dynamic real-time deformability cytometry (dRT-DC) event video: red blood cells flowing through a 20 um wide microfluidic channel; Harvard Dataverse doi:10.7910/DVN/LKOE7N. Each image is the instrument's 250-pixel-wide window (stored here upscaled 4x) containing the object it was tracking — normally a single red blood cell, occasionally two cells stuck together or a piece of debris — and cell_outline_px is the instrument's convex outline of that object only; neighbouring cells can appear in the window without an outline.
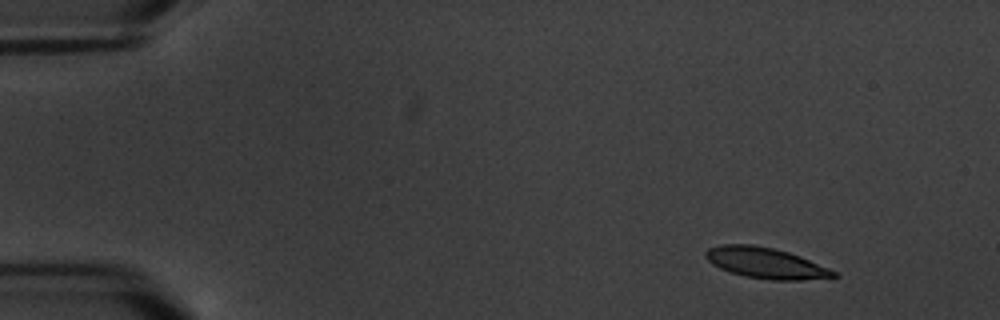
{"species": "common noctule bat (a hibernating species)", "species_latin": "Nyctalus noctula", "temperature_condition": "warm", "stored_images_in_passage": 5, "camera_frame_rate_fps": 3000, "um_per_image_px": 0.085, "animal": {"sex": "male", "body_mass_g": 20.1, "forearm_length_mm": 53.5}, "frame": {"image": 1, "passage_image": 1, "time_ms": 0.0, "image_size_px": [1000, 320], "cell_outline_px": [[840, 276], [800, 280], [772, 280], [744, 276], [720, 268], [712, 264], [704, 256], [704, 252], [708, 248], [724, 244], [752, 244], [772, 248], [788, 252], [800, 256], [828, 268], [836, 272]], "centroid_in_image_um": [65.06, 22.35], "position_along_channel_um": 19.9, "area_um2": 22.77}}
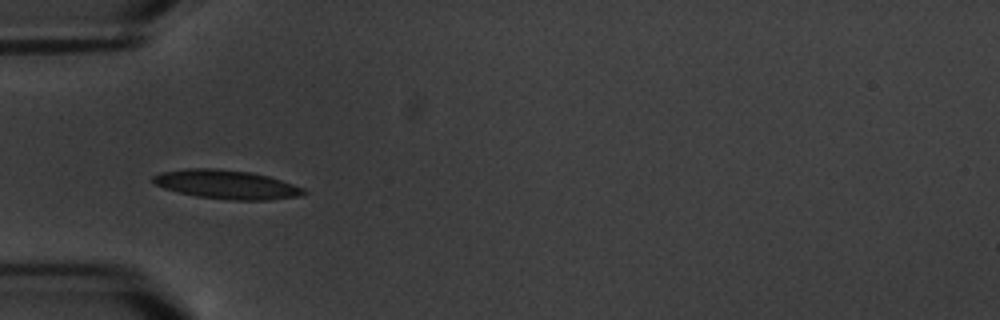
{"frame": {"image": 2, "passage_image": 4, "time_ms": 4.333, "image_size_px": [1000, 320], "cell_outline_px": [[308, 192], [304, 196], [268, 200], [232, 200], [196, 196], [164, 188], [152, 184], [148, 180], [152, 176], [160, 172], [184, 168], [216, 168], [248, 172], [268, 176], [304, 188]], "centroid_in_image_um": [19.21, 15.68], "position_along_channel_um": 65.8, "area_um2": 25.61}}